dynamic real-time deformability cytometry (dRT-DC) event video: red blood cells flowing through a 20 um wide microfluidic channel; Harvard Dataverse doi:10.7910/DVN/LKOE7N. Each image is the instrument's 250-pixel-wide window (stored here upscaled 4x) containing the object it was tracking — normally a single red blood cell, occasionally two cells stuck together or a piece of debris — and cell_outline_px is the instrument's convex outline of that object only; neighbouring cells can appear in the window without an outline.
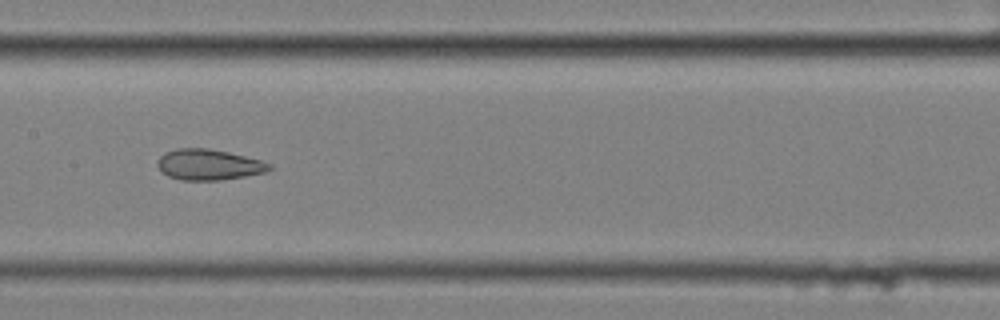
{"species": "common noctule bat (a hibernating species)", "species_latin": "Nyctalus noctula", "temperature_condition": "cold", "stored_images_in_passage": 10, "camera_frame_rate_fps": 3000, "um_per_image_px": 0.085, "animal": {"sex": "female", "body_mass_g": 25.1}, "frame": {"image": 1, "passage_image": 9, "time_ms": 2.667, "image_size_px": [1000, 320], "cell_outline_px": [[272, 168], [264, 172], [244, 176], [220, 180], [180, 180], [168, 176], [160, 172], [156, 164], [156, 160], [164, 152], [176, 148], [208, 148], [228, 152], [260, 160], [272, 164]], "centroid_in_image_um": [17.67, 13.99], "position_along_channel_um": 189.7, "area_um2": 20.17}}
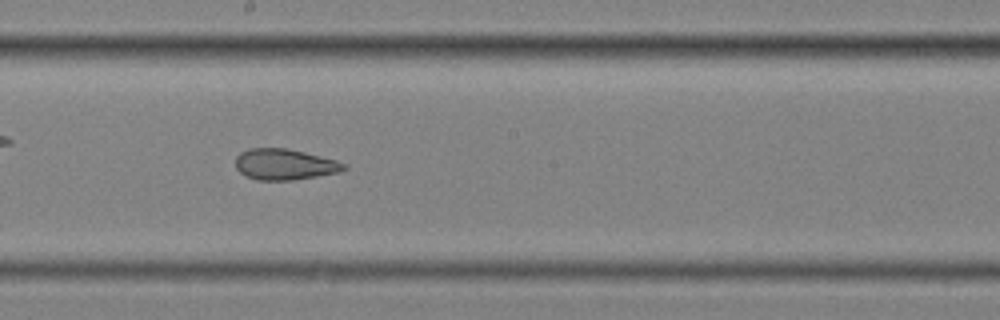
{"frame": {"image": 2, "passage_image": 10, "time_ms": 3.0, "image_size_px": [1000, 320], "cell_outline_px": [[348, 168], [340, 172], [292, 180], [256, 180], [244, 176], [236, 168], [236, 156], [240, 152], [248, 148], [288, 148], [336, 160], [348, 164]], "centroid_in_image_um": [24.19, 13.97], "position_along_channel_um": 224.0, "area_um2": 19.71}}